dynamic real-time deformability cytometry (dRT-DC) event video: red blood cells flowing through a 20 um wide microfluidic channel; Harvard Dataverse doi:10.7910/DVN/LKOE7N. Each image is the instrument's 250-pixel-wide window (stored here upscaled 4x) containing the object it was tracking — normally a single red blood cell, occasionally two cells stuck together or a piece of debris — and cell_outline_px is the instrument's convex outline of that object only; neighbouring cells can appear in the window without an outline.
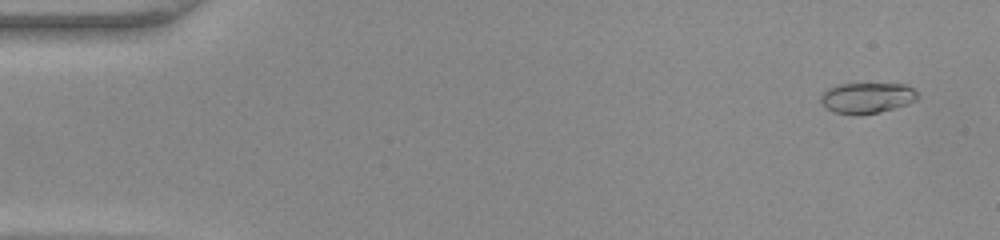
{"species": "common noctule bat (a hibernating species)", "species_latin": "Nyctalus noctula", "temperature_condition": "warm", "stored_images_in_passage": 48, "camera_frame_rate_fps": 3000, "um_per_image_px": 0.085, "animal": {"sex": "female", "body_mass_g": 22.0, "forearm_length_mm": 56.7}, "frame": {"image": 1, "passage_image": 3, "time_ms": 0.667, "image_size_px": [1000, 240], "cell_outline_px": [[920, 96], [916, 100], [908, 104], [880, 112], [856, 116], [852, 116], [832, 112], [820, 100], [820, 96], [828, 88], [836, 84], [904, 84], [912, 88]], "centroid_in_image_um": [73.69, 8.34], "position_along_channel_um": 11.3, "area_um2": 17.51}}
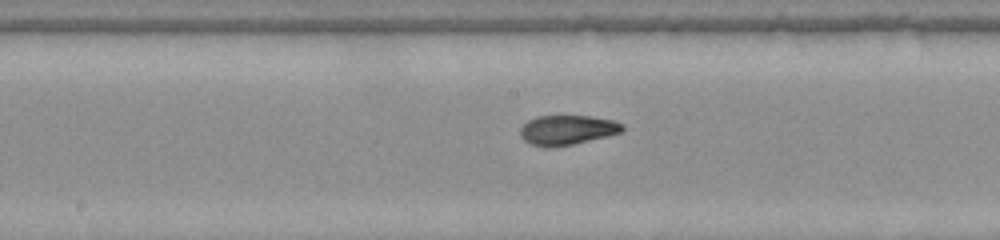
{"frame": {"image": 2, "passage_image": 25, "time_ms": 8.0, "image_size_px": [1000, 240], "cell_outline_px": [[624, 128], [620, 132], [608, 136], [572, 144], [552, 148], [544, 148], [532, 144], [524, 140], [520, 136], [520, 128], [528, 120], [536, 116], [592, 116], [612, 120], [624, 124]], "centroid_in_image_um": [48.19, 11.05], "position_along_channel_um": 200.0, "area_um2": 17.74}}
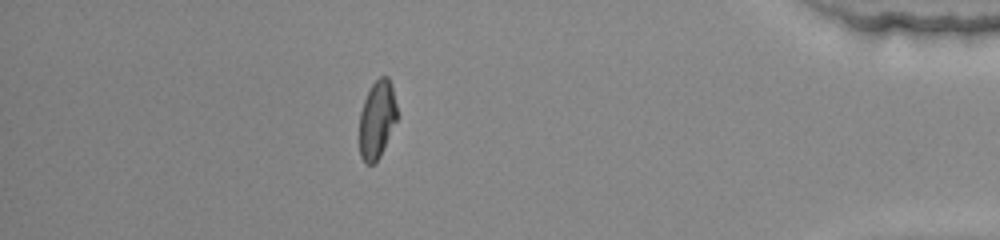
{"frame": {"image": 3, "passage_image": 42, "time_ms": 13.667, "image_size_px": [1000, 240], "cell_outline_px": [[396, 120], [380, 156], [372, 164], [364, 164], [360, 156], [360, 112], [364, 100], [372, 84], [380, 76], [388, 76], [392, 88], [396, 104]], "centroid_in_image_um": [32.03, 10.16], "position_along_channel_um": 403.2, "area_um2": 16.76}}